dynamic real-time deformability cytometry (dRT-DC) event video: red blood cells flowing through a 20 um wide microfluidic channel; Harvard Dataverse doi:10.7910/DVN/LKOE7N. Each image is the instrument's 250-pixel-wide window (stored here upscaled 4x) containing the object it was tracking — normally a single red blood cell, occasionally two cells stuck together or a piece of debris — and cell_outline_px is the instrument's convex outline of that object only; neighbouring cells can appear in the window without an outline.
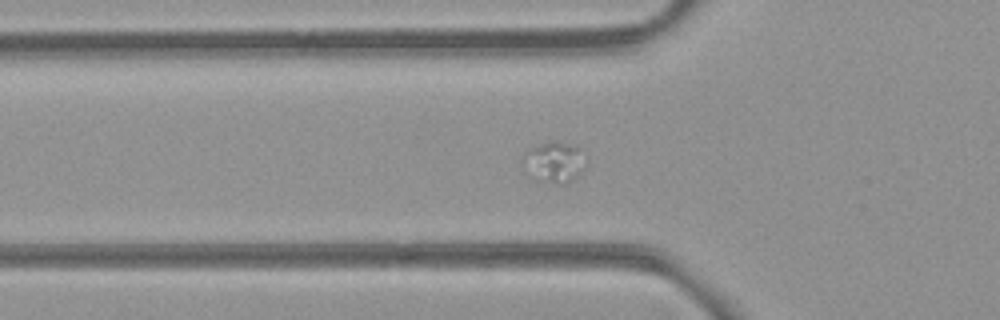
{"species": "common noctule bat (a hibernating species)", "species_latin": "Nyctalus noctula", "temperature_condition": "room temperature", "stored_images_in_passage": 34, "camera_frame_rate_fps": 3000, "um_per_image_px": 0.085, "animal": {"sex": "female", "body_mass_g": 21.9}, "frame": {"image": 1, "passage_image": 21, "time_ms": 6.667, "image_size_px": [1000, 320], "cell_outline_px": [[584, 168], [572, 180], [564, 184], [556, 184], [536, 180], [532, 176], [536, 148], [544, 144], [560, 144], [576, 148]], "centroid_in_image_um": [47.3, 13.92], "position_along_channel_um": 78.5, "area_um2": 11.91}}